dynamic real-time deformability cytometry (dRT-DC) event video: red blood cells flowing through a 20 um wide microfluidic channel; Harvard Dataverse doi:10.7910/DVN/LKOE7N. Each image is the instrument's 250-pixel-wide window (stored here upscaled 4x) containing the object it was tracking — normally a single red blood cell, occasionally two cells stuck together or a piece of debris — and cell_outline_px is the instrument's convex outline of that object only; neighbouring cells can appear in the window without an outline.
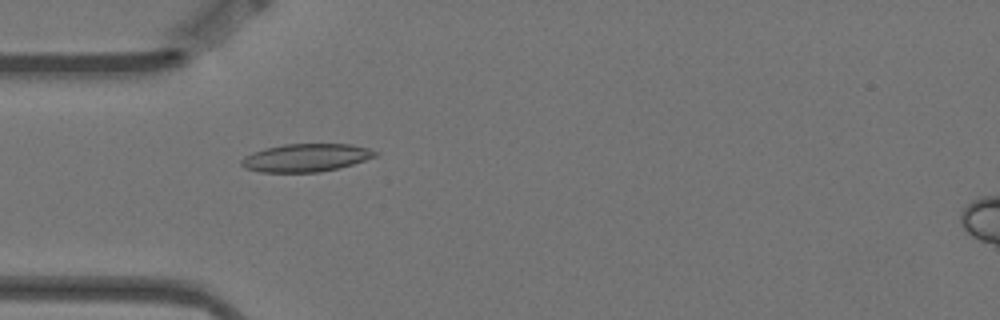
{"species": "Egyptian fruit bat (a non-hibernating species)", "species_latin": "Rousettus aegyptiacus", "temperature_condition": "warm", "stored_images_in_passage": 1, "camera_frame_rate_fps": 3000, "um_per_image_px": 0.085, "animal": {"sex": "female"}, "frame": {"image": 1, "passage_image": 1, "time_ms": 0.0, "image_size_px": [1000, 320], "cell_outline_px": [[376, 156], [352, 164], [320, 172], [260, 172], [244, 168], [240, 164], [240, 160], [244, 156], [252, 152], [264, 148], [284, 144], [352, 144], [368, 148], [376, 152]], "centroid_in_image_um": [25.94, 13.4], "position_along_channel_um": 59.1, "area_um2": 21.73}}